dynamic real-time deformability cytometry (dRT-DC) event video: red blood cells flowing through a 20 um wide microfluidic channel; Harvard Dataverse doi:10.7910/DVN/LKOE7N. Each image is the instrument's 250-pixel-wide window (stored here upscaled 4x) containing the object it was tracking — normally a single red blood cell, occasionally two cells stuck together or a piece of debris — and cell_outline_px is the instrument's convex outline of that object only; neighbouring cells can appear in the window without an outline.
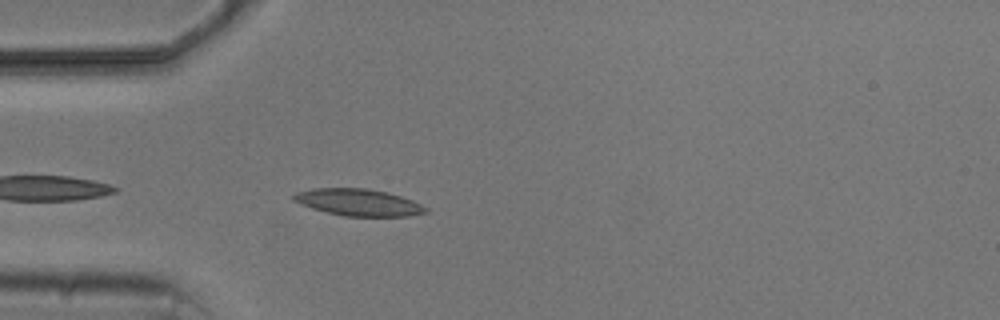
{"species": "common noctule bat (a hibernating species)", "species_latin": "Nyctalus noctula", "temperature_condition": "cold", "stored_images_in_passage": 2, "camera_frame_rate_fps": 3000, "um_per_image_px": 0.085, "animal": {"sex": "male", "body_mass_g": 20.5, "forearm_length_mm": 52.5}, "frame": {"image": 1, "passage_image": 2, "time_ms": 1.0, "image_size_px": [1000, 320], "cell_outline_px": [[428, 212], [408, 216], [344, 216], [312, 208], [300, 204], [292, 200], [292, 196], [296, 192], [312, 188], [368, 188], [388, 192], [412, 200], [428, 208]], "centroid_in_image_um": [30.45, 17.19], "position_along_channel_um": 54.5, "area_um2": 20.69}}